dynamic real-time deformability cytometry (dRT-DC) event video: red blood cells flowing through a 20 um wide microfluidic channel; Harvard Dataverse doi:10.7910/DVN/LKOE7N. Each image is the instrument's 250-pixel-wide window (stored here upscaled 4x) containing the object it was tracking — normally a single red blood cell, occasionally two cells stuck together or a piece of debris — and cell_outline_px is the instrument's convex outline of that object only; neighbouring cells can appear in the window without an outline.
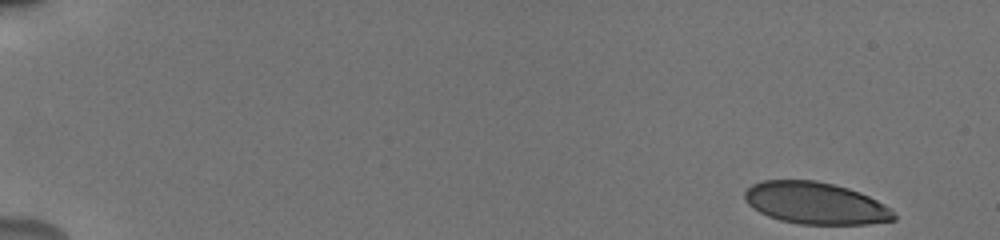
{"species": "human", "species_latin": "Homo sapiens", "temperature_condition": "cold", "stored_images_in_passage": 52, "camera_frame_rate_fps": 3000, "um_per_image_px": 0.085, "donor": {"sex": "male"}, "frame": {"image": 1, "passage_image": 1, "time_ms": 0.0, "image_size_px": [1000, 240], "cell_outline_px": [[896, 220], [868, 224], [800, 224], [780, 220], [768, 216], [760, 212], [748, 204], [744, 196], [744, 192], [752, 184], [764, 180], [816, 180], [848, 188], [860, 192], [884, 204], [896, 216]], "centroid_in_image_um": [69.31, 17.27], "position_along_channel_um": 15.7, "area_um2": 36.3}}
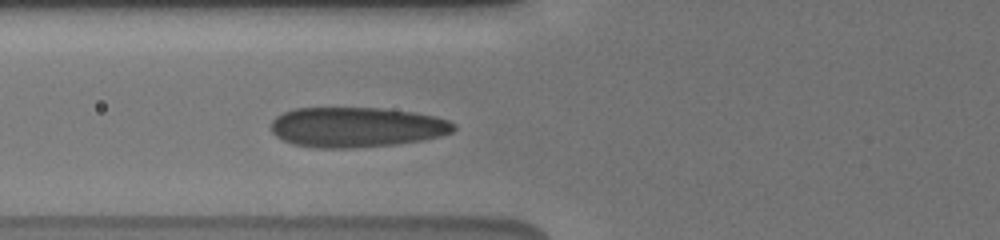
{"frame": {"image": 2, "passage_image": 20, "time_ms": 6.333, "image_size_px": [1000, 240], "cell_outline_px": [[456, 128], [452, 132], [440, 136], [424, 140], [392, 144], [348, 148], [316, 148], [292, 144], [276, 136], [272, 132], [272, 120], [276, 116], [292, 108], [380, 108], [412, 112], [436, 116], [448, 120], [456, 124]], "centroid_in_image_um": [30.3, 10.8], "position_along_channel_um": 95.5, "area_um2": 42.66}}
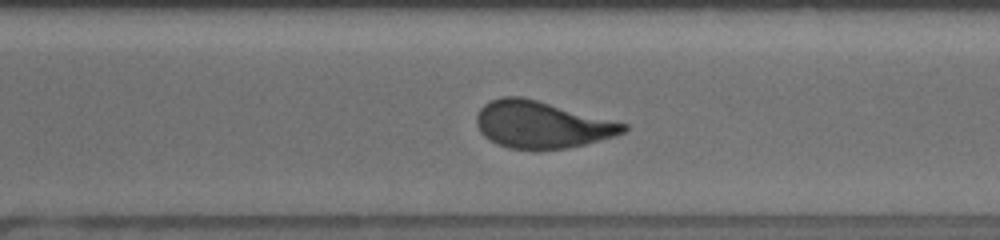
{"frame": {"image": 3, "passage_image": 38, "time_ms": 12.333, "image_size_px": [1000, 240], "cell_outline_px": [[628, 128], [624, 132], [616, 136], [584, 144], [564, 148], [508, 148], [496, 144], [484, 136], [480, 132], [476, 124], [476, 116], [480, 108], [484, 104], [492, 100], [504, 96], [520, 96], [536, 100], [628, 124]], "centroid_in_image_um": [46.02, 10.58], "position_along_channel_um": 324.6, "area_um2": 39.65}, "authors_computed_cell_mechanics": {"area_um2": 40.2577, "velocity_mm_per_s": 3.8239, "shape_relaxation_time_tau1_ms": 7.3572, "shape_relaxation_time_tau2_ms": 0.6768, "deformation_change_tau1": 0.1849, "deformation_change_tau2": 0.0873}}